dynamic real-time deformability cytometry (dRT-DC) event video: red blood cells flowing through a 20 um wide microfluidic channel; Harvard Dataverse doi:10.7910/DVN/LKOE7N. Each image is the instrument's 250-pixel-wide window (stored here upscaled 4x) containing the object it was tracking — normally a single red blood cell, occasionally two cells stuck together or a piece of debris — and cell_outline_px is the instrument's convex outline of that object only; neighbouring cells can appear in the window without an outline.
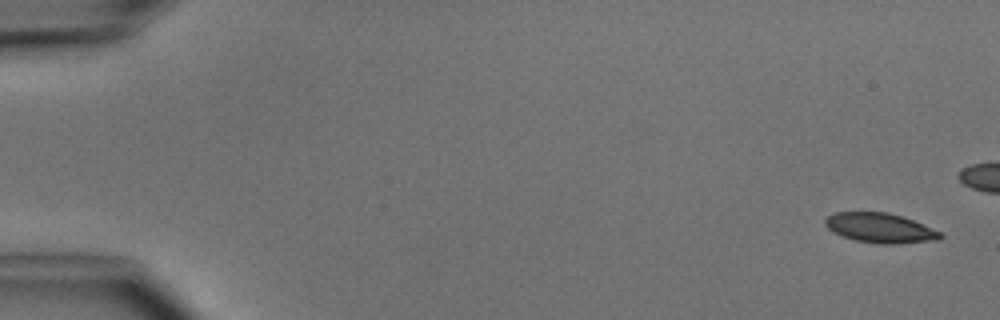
{"species": "common noctule bat (a hibernating species)", "species_latin": "Nyctalus noctula", "temperature_condition": "cold", "stored_images_in_passage": 5, "camera_frame_rate_fps": 3000, "um_per_image_px": 0.085, "animal": {"sex": "male", "body_mass_g": 15.6}, "frame": {"image": 1, "passage_image": 1, "time_ms": 0.0, "image_size_px": [1000, 320], "cell_outline_px": [[944, 236], [936, 240], [896, 244], [880, 244], [856, 240], [844, 236], [828, 228], [824, 224], [824, 220], [832, 212], [888, 212], [904, 216], [940, 232]], "centroid_in_image_um": [74.81, 19.36], "position_along_channel_um": 10.2, "area_um2": 19.83}}